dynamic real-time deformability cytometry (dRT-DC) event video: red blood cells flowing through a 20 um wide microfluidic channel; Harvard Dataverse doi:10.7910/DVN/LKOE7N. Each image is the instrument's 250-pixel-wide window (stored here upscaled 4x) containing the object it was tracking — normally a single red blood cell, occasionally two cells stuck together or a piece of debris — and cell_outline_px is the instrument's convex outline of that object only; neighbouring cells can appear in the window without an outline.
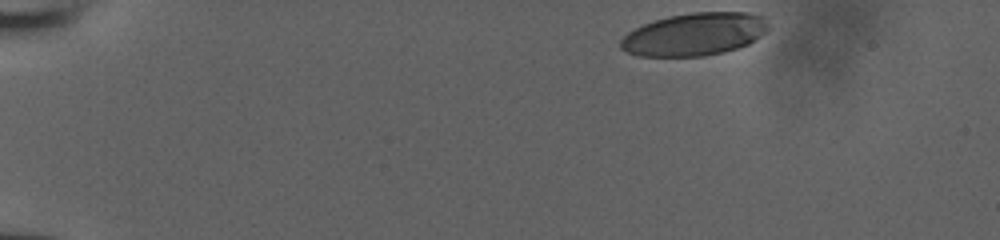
{"species": "human", "species_latin": "Homo sapiens", "temperature_condition": "room temperature", "stored_images_in_passage": 37, "camera_frame_rate_fps": 3000, "um_per_image_px": 0.085, "donor": {"sex": "male"}, "frame": {"image": 1, "passage_image": 1, "time_ms": 0.0, "image_size_px": [1000, 240], "cell_outline_px": [[768, 28], [760, 36], [748, 44], [724, 52], [704, 56], [636, 56], [620, 48], [620, 40], [628, 32], [652, 20], [668, 16], [692, 12], [748, 12], [764, 16], [768, 24]], "centroid_in_image_um": [59.02, 2.9], "position_along_channel_um": 26.0, "area_um2": 36.82}}
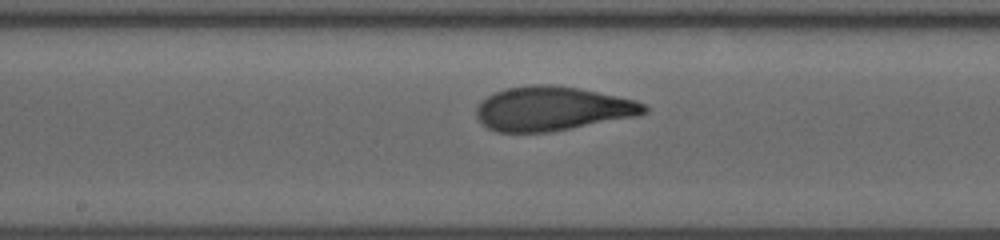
{"frame": {"image": 2, "passage_image": 22, "time_ms": 7.0, "image_size_px": [1000, 240], "cell_outline_px": [[648, 112], [640, 116], [548, 132], [496, 132], [488, 128], [476, 116], [476, 108], [480, 100], [496, 92], [508, 88], [532, 84], [548, 84], [580, 88], [636, 100], [644, 104], [648, 108]], "centroid_in_image_um": [46.97, 9.23], "position_along_channel_um": 201.2, "area_um2": 43.29}}
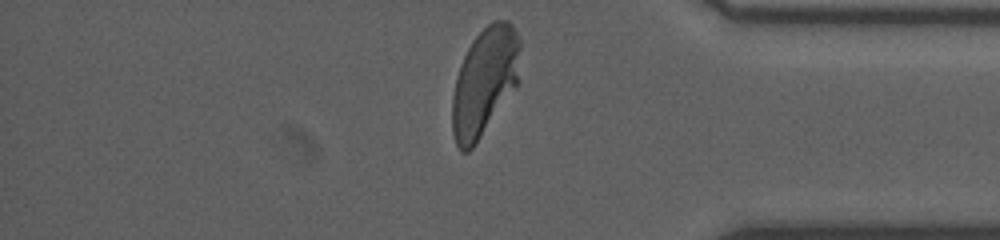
{"frame": {"image": 3, "passage_image": 37, "time_ms": 12.0, "image_size_px": [1000, 240], "cell_outline_px": [[520, 48], [516, 84], [472, 148], [468, 152], [460, 152], [456, 144], [452, 132], [452, 96], [456, 76], [460, 64], [472, 40], [492, 20], [508, 20], [512, 24], [520, 40]], "centroid_in_image_um": [41.14, 6.91], "position_along_channel_um": 394.1, "area_um2": 42.02}}